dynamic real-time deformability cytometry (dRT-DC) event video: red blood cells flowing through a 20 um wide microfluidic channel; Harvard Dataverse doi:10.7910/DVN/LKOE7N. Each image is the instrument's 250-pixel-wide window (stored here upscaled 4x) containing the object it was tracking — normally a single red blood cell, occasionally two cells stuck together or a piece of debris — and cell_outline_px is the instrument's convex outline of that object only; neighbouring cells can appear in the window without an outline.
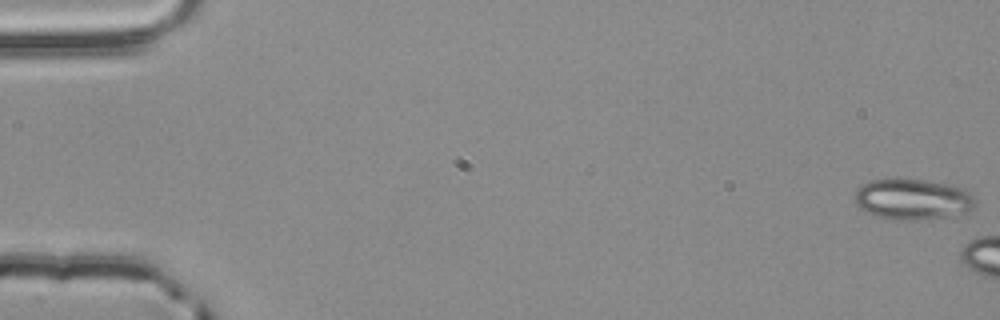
{"species": "common noctule bat (a hibernating species)", "species_latin": "Nyctalus noctula", "temperature_condition": "room temperature", "stored_images_in_passage": 7, "camera_frame_rate_fps": 3000, "um_per_image_px": 0.085, "animal": {"sex": "male", "body_mass_g": 20.4}, "frame": {"image": 1, "passage_image": 1, "time_ms": 0.0, "image_size_px": [1000, 320], "cell_outline_px": [[976, 208], [968, 212], [944, 216], [916, 220], [896, 220], [876, 216], [860, 208], [856, 204], [856, 188], [868, 180], [924, 180], [964, 188], [976, 200]], "centroid_in_image_um": [77.59, 16.95], "position_along_channel_um": 7.4, "area_um2": 28.32}}